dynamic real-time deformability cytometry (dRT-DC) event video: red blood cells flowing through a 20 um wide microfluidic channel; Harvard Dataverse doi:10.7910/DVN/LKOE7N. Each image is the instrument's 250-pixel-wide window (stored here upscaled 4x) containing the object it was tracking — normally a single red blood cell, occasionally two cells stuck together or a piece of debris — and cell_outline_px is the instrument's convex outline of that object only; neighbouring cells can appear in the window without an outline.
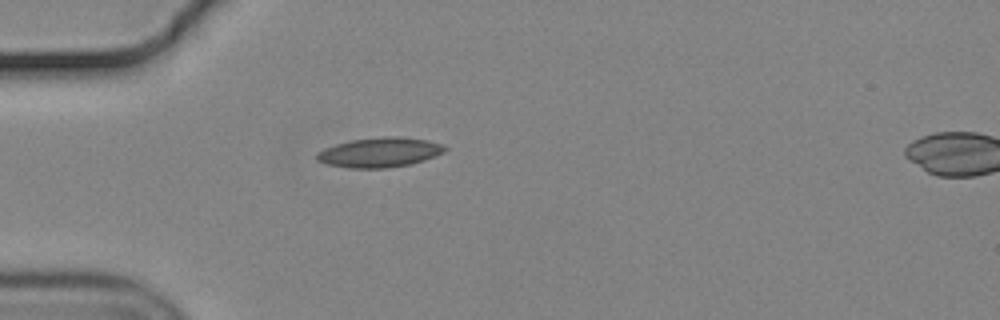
{"species": "common noctule bat (a hibernating species)", "species_latin": "Nyctalus noctula", "temperature_condition": "cold", "stored_images_in_passage": 41, "camera_frame_rate_fps": 3000, "um_per_image_px": 0.085, "animal": {"sex": "male", "body_mass_g": 19.2, "forearm_length_mm": 51.8}, "frame": {"image": 1, "passage_image": 1, "time_ms": 0.0, "image_size_px": [1000, 320], "cell_outline_px": [[448, 148], [444, 152], [436, 156], [412, 164], [388, 168], [348, 168], [328, 164], [316, 160], [316, 152], [324, 148], [336, 144], [352, 140], [384, 136], [400, 136], [428, 140], [444, 144]], "centroid_in_image_um": [32.3, 12.95], "position_along_channel_um": 52.7, "area_um2": 22.43}}
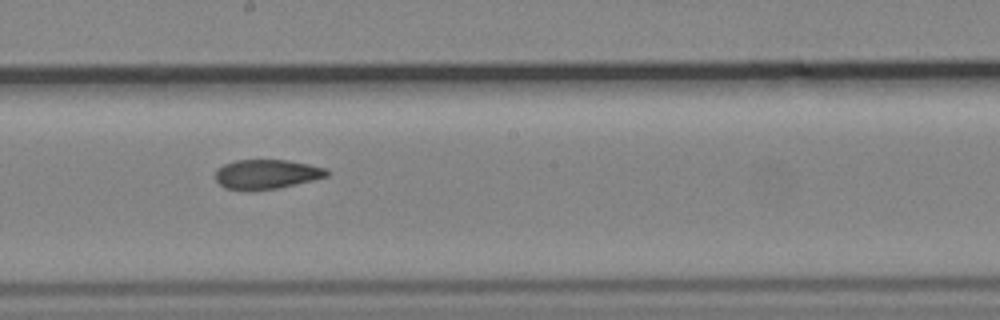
{"frame": {"image": 2, "passage_image": 16, "time_ms": 5.0, "image_size_px": [1000, 320], "cell_outline_px": [[332, 172], [328, 176], [312, 180], [276, 188], [224, 188], [216, 180], [216, 172], [224, 164], [236, 160], [288, 160], [328, 168]], "centroid_in_image_um": [22.74, 14.77], "position_along_channel_um": 225.5, "area_um2": 18.55}}
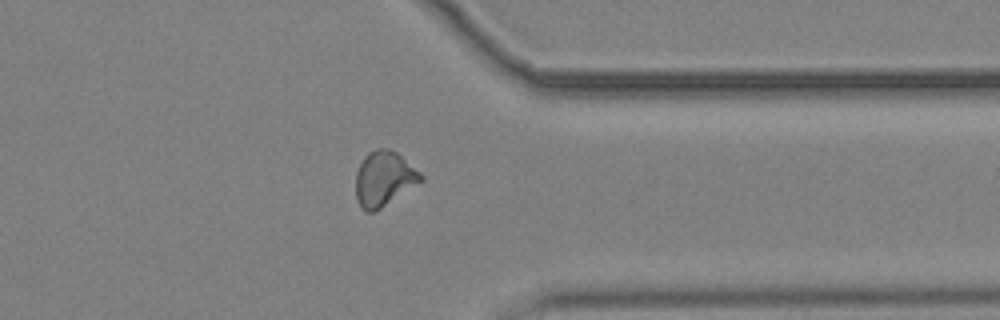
{"frame": {"image": 3, "passage_image": 29, "time_ms": 9.333, "image_size_px": [1000, 320], "cell_outline_px": [[424, 180], [376, 212], [364, 212], [360, 208], [356, 200], [356, 172], [364, 156], [368, 152], [376, 148], [388, 148], [396, 152], [420, 172], [424, 176]], "centroid_in_image_um": [32.62, 15.22], "position_along_channel_um": 378.8, "area_um2": 21.1}, "authors_computed_cell_mechanics": {"area_um2": 20.1144, "velocity_mm_per_s": 3.6654, "shape_relaxation_time_tau1_ms": null, "shape_relaxation_time_tau2_ms": 6.0702, "deformation_change_tau1": null, "deformation_change_tau2": 0.1304}}